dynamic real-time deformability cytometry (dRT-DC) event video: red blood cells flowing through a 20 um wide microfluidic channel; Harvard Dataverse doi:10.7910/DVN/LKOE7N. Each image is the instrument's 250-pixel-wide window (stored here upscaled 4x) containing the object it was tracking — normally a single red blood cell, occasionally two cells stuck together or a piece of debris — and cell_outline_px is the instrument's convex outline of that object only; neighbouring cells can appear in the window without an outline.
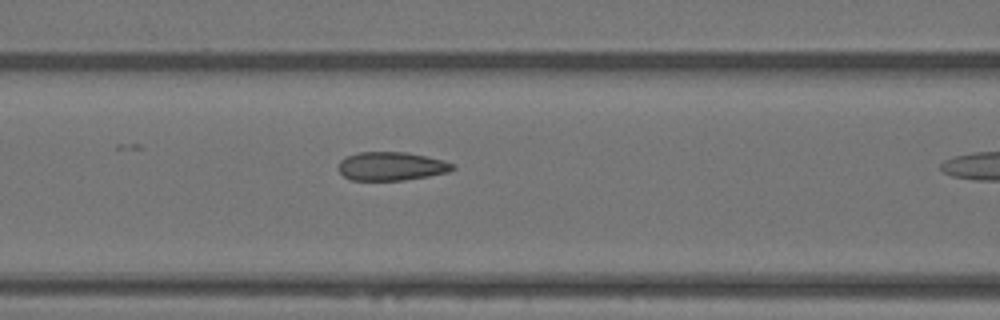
{"species": "Egyptian fruit bat (a non-hibernating species)", "species_latin": "Rousettus aegyptiacus", "temperature_condition": "warm", "stored_images_in_passage": 10, "camera_frame_rate_fps": 3000, "um_per_image_px": 0.085, "animal": {"sex": "female"}, "frame": {"image": 1, "passage_image": 9, "time_ms": 2.667, "image_size_px": [1000, 320], "cell_outline_px": [[456, 168], [448, 172], [428, 176], [404, 180], [352, 180], [344, 176], [340, 172], [340, 160], [348, 156], [360, 152], [408, 152], [444, 160], [456, 164]], "centroid_in_image_um": [33.32, 14.12], "position_along_channel_um": 133.3, "area_um2": 18.96}}